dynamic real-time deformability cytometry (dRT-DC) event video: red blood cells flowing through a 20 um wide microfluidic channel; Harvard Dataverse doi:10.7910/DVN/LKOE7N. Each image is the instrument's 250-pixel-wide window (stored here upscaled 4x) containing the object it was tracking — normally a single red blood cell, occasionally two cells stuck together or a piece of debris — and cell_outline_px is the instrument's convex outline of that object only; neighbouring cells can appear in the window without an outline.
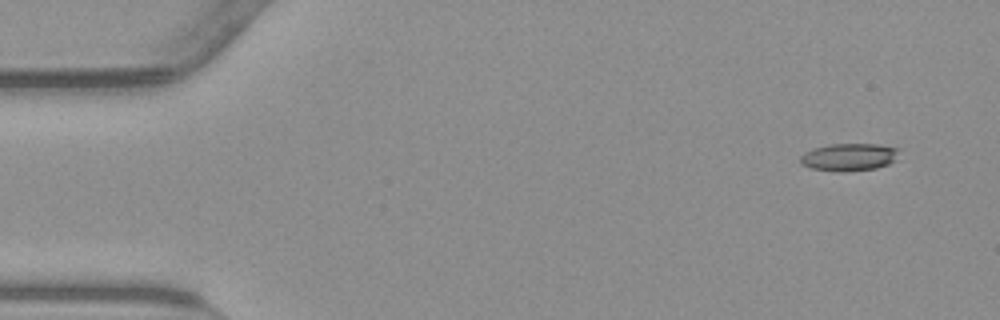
{"species": "common noctule bat (a hibernating species)", "species_latin": "Nyctalus noctula", "temperature_condition": "warm", "stored_images_in_passage": 52, "camera_frame_rate_fps": 3000, "um_per_image_px": 0.085, "animal": {"sex": "male", "body_mass_g": 23.1, "forearm_length_mm": 52.7}, "frame": {"image": 1, "passage_image": 1, "time_ms": 0.0, "image_size_px": [1000, 320], "cell_outline_px": [[900, 148], [892, 160], [888, 164], [876, 168], [844, 172], [840, 172], [812, 168], [800, 164], [800, 156], [804, 152], [812, 148], [832, 144], [880, 144]], "centroid_in_image_um": [72.12, 13.34], "position_along_channel_um": 12.9, "area_um2": 15.78}}
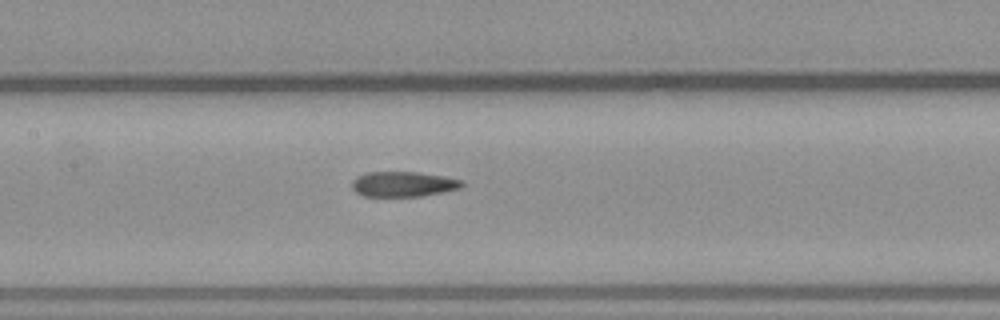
{"frame": {"image": 2, "passage_image": 23, "time_ms": 7.333, "image_size_px": [1000, 320], "cell_outline_px": [[464, 184], [460, 188], [444, 192], [424, 196], [364, 196], [356, 192], [352, 188], [352, 180], [356, 176], [368, 172], [416, 172], [444, 176], [464, 180]], "centroid_in_image_um": [34.29, 15.65], "position_along_channel_um": 173.1, "area_um2": 16.24}}
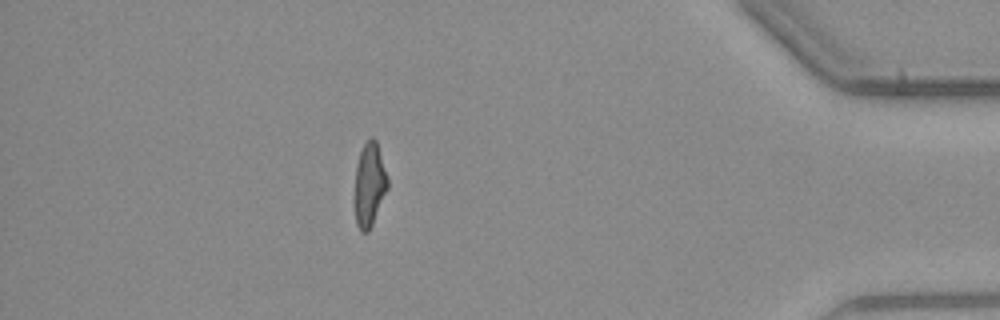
{"frame": {"image": 3, "passage_image": 45, "time_ms": 14.667, "image_size_px": [1000, 320], "cell_outline_px": [[388, 188], [372, 224], [368, 232], [360, 232], [356, 224], [356, 164], [360, 152], [364, 144], [372, 136], [376, 140], [388, 176]], "centroid_in_image_um": [31.42, 15.68], "position_along_channel_um": 403.8, "area_um2": 15.78}, "authors_computed_cell_mechanics": {"area_um2": 16.6175, "velocity_mm_per_s": 3.8352, "shape_relaxation_time_tau1_ms": 10.2584, "shape_relaxation_time_tau2_ms": 5.0712, "deformation_change_tau1": 0.271, "deformation_change_tau2": 0.138}}